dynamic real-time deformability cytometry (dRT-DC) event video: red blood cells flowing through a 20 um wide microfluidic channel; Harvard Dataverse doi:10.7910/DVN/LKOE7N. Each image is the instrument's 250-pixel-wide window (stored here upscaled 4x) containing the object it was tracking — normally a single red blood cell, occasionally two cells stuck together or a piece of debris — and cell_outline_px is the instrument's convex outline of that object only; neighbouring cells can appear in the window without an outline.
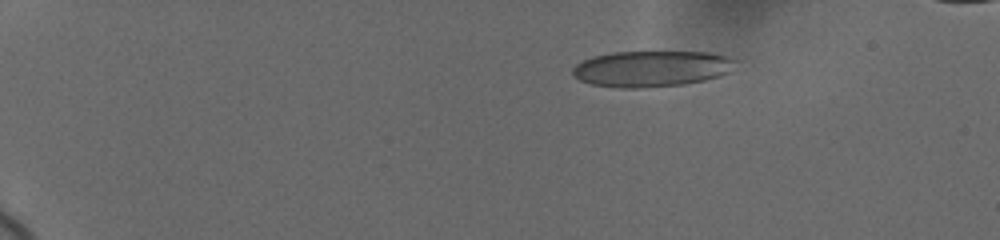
{"species": "human", "species_latin": "Homo sapiens", "temperature_condition": "cold", "stored_images_in_passage": 38, "camera_frame_rate_fps": 3000, "um_per_image_px": 0.085, "donor": {"sex": "female"}, "frame": {"image": 1, "passage_image": 1, "time_ms": 0.0, "image_size_px": [1000, 240], "cell_outline_px": [[740, 60], [728, 72], [720, 76], [704, 80], [684, 84], [636, 88], [620, 88], [592, 84], [580, 80], [572, 76], [572, 68], [576, 64], [592, 56], [612, 52], [708, 52], [728, 56]], "centroid_in_image_um": [55.39, 5.83], "position_along_channel_um": 29.6, "area_um2": 34.33}}
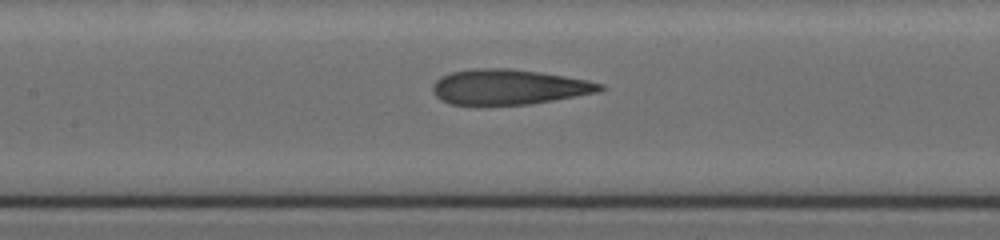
{"frame": {"image": 2, "passage_image": 16, "time_ms": 6.667, "image_size_px": [1000, 240], "cell_outline_px": [[608, 88], [600, 92], [532, 104], [452, 104], [440, 100], [432, 92], [432, 84], [440, 76], [452, 72], [472, 68], [512, 68], [540, 72], [588, 80], [604, 84]], "centroid_in_image_um": [43.28, 7.38], "position_along_channel_um": 164.1, "area_um2": 34.56}}
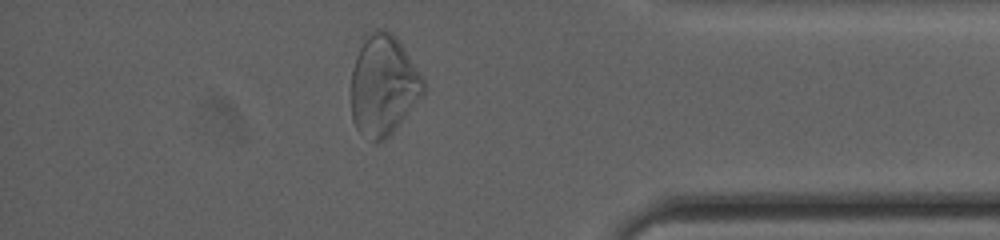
{"frame": {"image": 3, "passage_image": 33, "time_ms": 13.667, "image_size_px": [1000, 240], "cell_outline_px": [[424, 92], [392, 132], [384, 140], [376, 144], [360, 132], [356, 128], [352, 120], [352, 68], [364, 32], [376, 28], [380, 28], [392, 32], [396, 36], [424, 80]], "centroid_in_image_um": [32.54, 7.2], "position_along_channel_um": 402.7, "area_um2": 42.19}, "authors_computed_cell_mechanics": {"area_um2": 35.1713, "velocity_mm_per_s": 3.6749, "shape_relaxation_time_tau1_ms": 7.8286, "shape_relaxation_time_tau2_ms": 1.4551, "deformation_change_tau1": 0.2307, "deformation_change_tau2": 0.105}}